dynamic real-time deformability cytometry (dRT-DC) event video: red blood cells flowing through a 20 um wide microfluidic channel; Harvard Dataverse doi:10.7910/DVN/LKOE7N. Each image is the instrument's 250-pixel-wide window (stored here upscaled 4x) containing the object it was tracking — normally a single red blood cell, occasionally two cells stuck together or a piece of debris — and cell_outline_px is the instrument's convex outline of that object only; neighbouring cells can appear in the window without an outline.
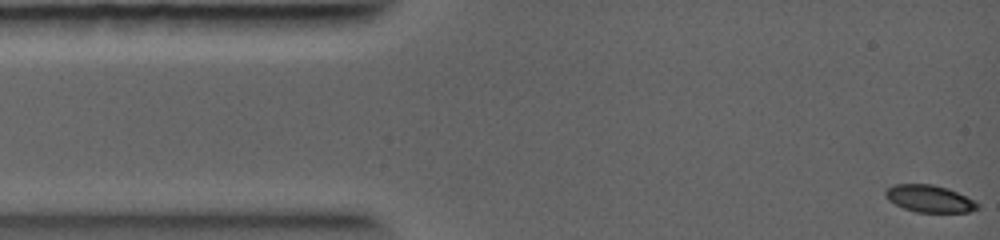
{"species": "common noctule bat (a hibernating species)", "species_latin": "Nyctalus noctula", "temperature_condition": "warm", "stored_images_in_passage": 21, "camera_frame_rate_fps": 5000, "um_per_image_px": 0.085, "animal": {"sex": "female", "body_mass_g": 19.0, "forearm_length_mm": 56.7}, "frame": {"image": 1, "passage_image": 1, "time_ms": 0.0, "image_size_px": [1000, 240], "cell_outline_px": [[980, 208], [968, 212], [916, 212], [904, 208], [888, 200], [884, 196], [884, 192], [892, 184], [932, 184], [948, 188], [976, 200], [980, 204]], "centroid_in_image_um": [79.03, 16.88], "position_along_channel_um": 6.0, "area_um2": 14.74}}
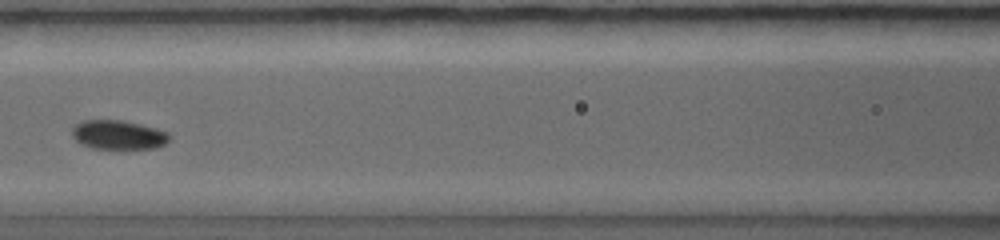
{"frame": {"image": 2, "passage_image": 9, "time_ms": 4.0, "image_size_px": [1000, 240], "cell_outline_px": [[172, 136], [164, 144], [156, 148], [92, 148], [80, 144], [72, 136], [72, 128], [76, 124], [84, 120], [124, 120], [140, 124], [168, 132]], "centroid_in_image_um": [10.05, 11.45], "position_along_channel_um": 156.6, "area_um2": 16.47}}
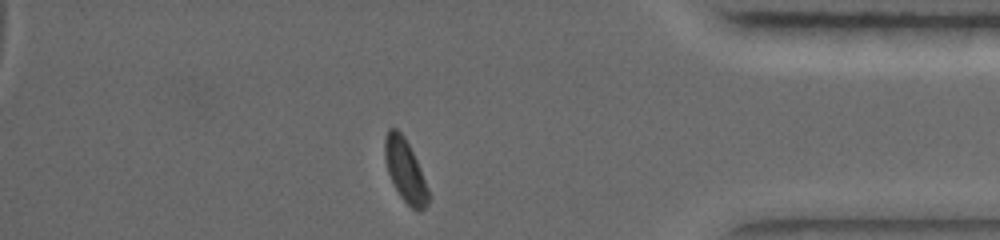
{"frame": {"image": 3, "passage_image": 20, "time_ms": 8.6, "image_size_px": [1000, 240], "cell_outline_px": [[432, 196], [428, 204], [420, 212], [416, 212], [400, 196], [388, 172], [384, 156], [384, 140], [388, 128], [396, 128], [404, 136], [416, 160]], "centroid_in_image_um": [34.46, 14.53], "position_along_channel_um": 400.7, "area_um2": 15.9}}